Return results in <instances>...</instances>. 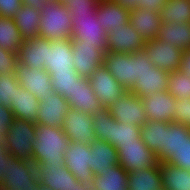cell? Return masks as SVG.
I'll return each instance as SVG.
<instances>
[{
    "label": "cell",
    "mask_w": 190,
    "mask_h": 190,
    "mask_svg": "<svg viewBox=\"0 0 190 190\" xmlns=\"http://www.w3.org/2000/svg\"><path fill=\"white\" fill-rule=\"evenodd\" d=\"M103 65L127 91L153 67L143 51L132 54L106 51Z\"/></svg>",
    "instance_id": "cell-1"
},
{
    "label": "cell",
    "mask_w": 190,
    "mask_h": 190,
    "mask_svg": "<svg viewBox=\"0 0 190 190\" xmlns=\"http://www.w3.org/2000/svg\"><path fill=\"white\" fill-rule=\"evenodd\" d=\"M71 141L61 127L37 125L33 144L32 162H47L49 165L65 164L64 152Z\"/></svg>",
    "instance_id": "cell-2"
},
{
    "label": "cell",
    "mask_w": 190,
    "mask_h": 190,
    "mask_svg": "<svg viewBox=\"0 0 190 190\" xmlns=\"http://www.w3.org/2000/svg\"><path fill=\"white\" fill-rule=\"evenodd\" d=\"M92 117L96 139L100 141L109 142L116 147L118 144L137 143L141 139V127L118 122L108 108L102 107Z\"/></svg>",
    "instance_id": "cell-3"
},
{
    "label": "cell",
    "mask_w": 190,
    "mask_h": 190,
    "mask_svg": "<svg viewBox=\"0 0 190 190\" xmlns=\"http://www.w3.org/2000/svg\"><path fill=\"white\" fill-rule=\"evenodd\" d=\"M39 37L48 40L71 39L72 16L60 1L46 2L40 8Z\"/></svg>",
    "instance_id": "cell-4"
},
{
    "label": "cell",
    "mask_w": 190,
    "mask_h": 190,
    "mask_svg": "<svg viewBox=\"0 0 190 190\" xmlns=\"http://www.w3.org/2000/svg\"><path fill=\"white\" fill-rule=\"evenodd\" d=\"M37 125L33 121L14 118L3 138L7 152L16 158L32 161V151Z\"/></svg>",
    "instance_id": "cell-5"
},
{
    "label": "cell",
    "mask_w": 190,
    "mask_h": 190,
    "mask_svg": "<svg viewBox=\"0 0 190 190\" xmlns=\"http://www.w3.org/2000/svg\"><path fill=\"white\" fill-rule=\"evenodd\" d=\"M0 186L13 190H39L35 164L9 153L6 176Z\"/></svg>",
    "instance_id": "cell-6"
},
{
    "label": "cell",
    "mask_w": 190,
    "mask_h": 190,
    "mask_svg": "<svg viewBox=\"0 0 190 190\" xmlns=\"http://www.w3.org/2000/svg\"><path fill=\"white\" fill-rule=\"evenodd\" d=\"M71 38L107 49V33L97 21L96 10L72 15Z\"/></svg>",
    "instance_id": "cell-7"
},
{
    "label": "cell",
    "mask_w": 190,
    "mask_h": 190,
    "mask_svg": "<svg viewBox=\"0 0 190 190\" xmlns=\"http://www.w3.org/2000/svg\"><path fill=\"white\" fill-rule=\"evenodd\" d=\"M109 113L120 123L143 127L148 118L144 109L143 101L131 91H126L116 99L109 107Z\"/></svg>",
    "instance_id": "cell-8"
},
{
    "label": "cell",
    "mask_w": 190,
    "mask_h": 190,
    "mask_svg": "<svg viewBox=\"0 0 190 190\" xmlns=\"http://www.w3.org/2000/svg\"><path fill=\"white\" fill-rule=\"evenodd\" d=\"M119 164L127 171H137L145 168L155 167L159 160L157 156L140 139L137 143L118 144Z\"/></svg>",
    "instance_id": "cell-9"
},
{
    "label": "cell",
    "mask_w": 190,
    "mask_h": 190,
    "mask_svg": "<svg viewBox=\"0 0 190 190\" xmlns=\"http://www.w3.org/2000/svg\"><path fill=\"white\" fill-rule=\"evenodd\" d=\"M15 77L20 86L34 94L39 102L46 101L55 91L51 84V75L45 69H30L28 66L17 63Z\"/></svg>",
    "instance_id": "cell-10"
},
{
    "label": "cell",
    "mask_w": 190,
    "mask_h": 190,
    "mask_svg": "<svg viewBox=\"0 0 190 190\" xmlns=\"http://www.w3.org/2000/svg\"><path fill=\"white\" fill-rule=\"evenodd\" d=\"M142 51L147 55L153 66L161 68L166 72L178 71L180 69L183 51L164 43L159 39L146 41Z\"/></svg>",
    "instance_id": "cell-11"
},
{
    "label": "cell",
    "mask_w": 190,
    "mask_h": 190,
    "mask_svg": "<svg viewBox=\"0 0 190 190\" xmlns=\"http://www.w3.org/2000/svg\"><path fill=\"white\" fill-rule=\"evenodd\" d=\"M62 130L71 142L91 145L96 140L93 117L87 112L69 108L65 113Z\"/></svg>",
    "instance_id": "cell-12"
},
{
    "label": "cell",
    "mask_w": 190,
    "mask_h": 190,
    "mask_svg": "<svg viewBox=\"0 0 190 190\" xmlns=\"http://www.w3.org/2000/svg\"><path fill=\"white\" fill-rule=\"evenodd\" d=\"M74 70L80 77L89 78L104 62L107 49H98L92 44L71 38Z\"/></svg>",
    "instance_id": "cell-13"
},
{
    "label": "cell",
    "mask_w": 190,
    "mask_h": 190,
    "mask_svg": "<svg viewBox=\"0 0 190 190\" xmlns=\"http://www.w3.org/2000/svg\"><path fill=\"white\" fill-rule=\"evenodd\" d=\"M65 167L70 170L81 183H92L95 174L91 170V147L71 142L64 152Z\"/></svg>",
    "instance_id": "cell-14"
},
{
    "label": "cell",
    "mask_w": 190,
    "mask_h": 190,
    "mask_svg": "<svg viewBox=\"0 0 190 190\" xmlns=\"http://www.w3.org/2000/svg\"><path fill=\"white\" fill-rule=\"evenodd\" d=\"M89 83L94 90L99 102L108 108L116 99L127 90L116 81L104 65L99 66L89 77Z\"/></svg>",
    "instance_id": "cell-15"
},
{
    "label": "cell",
    "mask_w": 190,
    "mask_h": 190,
    "mask_svg": "<svg viewBox=\"0 0 190 190\" xmlns=\"http://www.w3.org/2000/svg\"><path fill=\"white\" fill-rule=\"evenodd\" d=\"M38 181L52 190H70L78 181L65 164L49 165L47 162L35 164Z\"/></svg>",
    "instance_id": "cell-16"
},
{
    "label": "cell",
    "mask_w": 190,
    "mask_h": 190,
    "mask_svg": "<svg viewBox=\"0 0 190 190\" xmlns=\"http://www.w3.org/2000/svg\"><path fill=\"white\" fill-rule=\"evenodd\" d=\"M145 40L129 22L107 33V51L132 54L142 51Z\"/></svg>",
    "instance_id": "cell-17"
},
{
    "label": "cell",
    "mask_w": 190,
    "mask_h": 190,
    "mask_svg": "<svg viewBox=\"0 0 190 190\" xmlns=\"http://www.w3.org/2000/svg\"><path fill=\"white\" fill-rule=\"evenodd\" d=\"M68 101L60 94L54 93L46 101L39 102L36 125L63 127L65 113L69 110Z\"/></svg>",
    "instance_id": "cell-18"
},
{
    "label": "cell",
    "mask_w": 190,
    "mask_h": 190,
    "mask_svg": "<svg viewBox=\"0 0 190 190\" xmlns=\"http://www.w3.org/2000/svg\"><path fill=\"white\" fill-rule=\"evenodd\" d=\"M72 40H52L47 48L45 70L51 75L54 72L63 73L74 70Z\"/></svg>",
    "instance_id": "cell-19"
},
{
    "label": "cell",
    "mask_w": 190,
    "mask_h": 190,
    "mask_svg": "<svg viewBox=\"0 0 190 190\" xmlns=\"http://www.w3.org/2000/svg\"><path fill=\"white\" fill-rule=\"evenodd\" d=\"M148 121L172 122L176 98L167 91L141 98Z\"/></svg>",
    "instance_id": "cell-20"
},
{
    "label": "cell",
    "mask_w": 190,
    "mask_h": 190,
    "mask_svg": "<svg viewBox=\"0 0 190 190\" xmlns=\"http://www.w3.org/2000/svg\"><path fill=\"white\" fill-rule=\"evenodd\" d=\"M51 43L52 40L42 37L26 40L19 48L17 54L18 63H22L30 69H45L47 48Z\"/></svg>",
    "instance_id": "cell-21"
},
{
    "label": "cell",
    "mask_w": 190,
    "mask_h": 190,
    "mask_svg": "<svg viewBox=\"0 0 190 190\" xmlns=\"http://www.w3.org/2000/svg\"><path fill=\"white\" fill-rule=\"evenodd\" d=\"M67 101L70 108L87 112L91 115L103 107L89 83V78L80 77L75 82L73 92Z\"/></svg>",
    "instance_id": "cell-22"
},
{
    "label": "cell",
    "mask_w": 190,
    "mask_h": 190,
    "mask_svg": "<svg viewBox=\"0 0 190 190\" xmlns=\"http://www.w3.org/2000/svg\"><path fill=\"white\" fill-rule=\"evenodd\" d=\"M130 12L117 3L110 0H99L96 9L97 21L106 33L129 22Z\"/></svg>",
    "instance_id": "cell-23"
},
{
    "label": "cell",
    "mask_w": 190,
    "mask_h": 190,
    "mask_svg": "<svg viewBox=\"0 0 190 190\" xmlns=\"http://www.w3.org/2000/svg\"><path fill=\"white\" fill-rule=\"evenodd\" d=\"M129 23L145 41L153 40L159 36L162 24L161 13L138 8L130 12Z\"/></svg>",
    "instance_id": "cell-24"
},
{
    "label": "cell",
    "mask_w": 190,
    "mask_h": 190,
    "mask_svg": "<svg viewBox=\"0 0 190 190\" xmlns=\"http://www.w3.org/2000/svg\"><path fill=\"white\" fill-rule=\"evenodd\" d=\"M169 72L153 66L141 78H138L134 86L129 90L140 98L147 97L153 93L167 91Z\"/></svg>",
    "instance_id": "cell-25"
},
{
    "label": "cell",
    "mask_w": 190,
    "mask_h": 190,
    "mask_svg": "<svg viewBox=\"0 0 190 190\" xmlns=\"http://www.w3.org/2000/svg\"><path fill=\"white\" fill-rule=\"evenodd\" d=\"M9 107L14 114V118L35 122L38 116L39 99L28 90L16 86V96L10 100Z\"/></svg>",
    "instance_id": "cell-26"
},
{
    "label": "cell",
    "mask_w": 190,
    "mask_h": 190,
    "mask_svg": "<svg viewBox=\"0 0 190 190\" xmlns=\"http://www.w3.org/2000/svg\"><path fill=\"white\" fill-rule=\"evenodd\" d=\"M91 170L95 175L119 164L118 151L109 142L94 140L91 145Z\"/></svg>",
    "instance_id": "cell-27"
},
{
    "label": "cell",
    "mask_w": 190,
    "mask_h": 190,
    "mask_svg": "<svg viewBox=\"0 0 190 190\" xmlns=\"http://www.w3.org/2000/svg\"><path fill=\"white\" fill-rule=\"evenodd\" d=\"M128 172L120 165L106 168L92 180L93 190H128Z\"/></svg>",
    "instance_id": "cell-28"
},
{
    "label": "cell",
    "mask_w": 190,
    "mask_h": 190,
    "mask_svg": "<svg viewBox=\"0 0 190 190\" xmlns=\"http://www.w3.org/2000/svg\"><path fill=\"white\" fill-rule=\"evenodd\" d=\"M128 190H163L160 163L155 167L128 172Z\"/></svg>",
    "instance_id": "cell-29"
},
{
    "label": "cell",
    "mask_w": 190,
    "mask_h": 190,
    "mask_svg": "<svg viewBox=\"0 0 190 190\" xmlns=\"http://www.w3.org/2000/svg\"><path fill=\"white\" fill-rule=\"evenodd\" d=\"M157 39L164 43L169 42L183 52L190 50V23H162Z\"/></svg>",
    "instance_id": "cell-30"
},
{
    "label": "cell",
    "mask_w": 190,
    "mask_h": 190,
    "mask_svg": "<svg viewBox=\"0 0 190 190\" xmlns=\"http://www.w3.org/2000/svg\"><path fill=\"white\" fill-rule=\"evenodd\" d=\"M190 133V128L182 123L169 122L165 127V146L156 155L159 163H167L173 156V153L179 148L185 136Z\"/></svg>",
    "instance_id": "cell-31"
},
{
    "label": "cell",
    "mask_w": 190,
    "mask_h": 190,
    "mask_svg": "<svg viewBox=\"0 0 190 190\" xmlns=\"http://www.w3.org/2000/svg\"><path fill=\"white\" fill-rule=\"evenodd\" d=\"M40 9L23 5L13 17L24 41L39 37Z\"/></svg>",
    "instance_id": "cell-32"
},
{
    "label": "cell",
    "mask_w": 190,
    "mask_h": 190,
    "mask_svg": "<svg viewBox=\"0 0 190 190\" xmlns=\"http://www.w3.org/2000/svg\"><path fill=\"white\" fill-rule=\"evenodd\" d=\"M163 190H190V170L160 163Z\"/></svg>",
    "instance_id": "cell-33"
},
{
    "label": "cell",
    "mask_w": 190,
    "mask_h": 190,
    "mask_svg": "<svg viewBox=\"0 0 190 190\" xmlns=\"http://www.w3.org/2000/svg\"><path fill=\"white\" fill-rule=\"evenodd\" d=\"M169 122L148 121L142 128L140 137L148 148L157 155L165 146V127Z\"/></svg>",
    "instance_id": "cell-34"
},
{
    "label": "cell",
    "mask_w": 190,
    "mask_h": 190,
    "mask_svg": "<svg viewBox=\"0 0 190 190\" xmlns=\"http://www.w3.org/2000/svg\"><path fill=\"white\" fill-rule=\"evenodd\" d=\"M24 42L13 18H3L0 16V47L18 54L19 48Z\"/></svg>",
    "instance_id": "cell-35"
},
{
    "label": "cell",
    "mask_w": 190,
    "mask_h": 190,
    "mask_svg": "<svg viewBox=\"0 0 190 190\" xmlns=\"http://www.w3.org/2000/svg\"><path fill=\"white\" fill-rule=\"evenodd\" d=\"M160 13L162 23H190V1L167 0Z\"/></svg>",
    "instance_id": "cell-36"
},
{
    "label": "cell",
    "mask_w": 190,
    "mask_h": 190,
    "mask_svg": "<svg viewBox=\"0 0 190 190\" xmlns=\"http://www.w3.org/2000/svg\"><path fill=\"white\" fill-rule=\"evenodd\" d=\"M79 78L80 76L75 70H69V72L63 73L54 72L51 74V84L55 93L62 95L68 100L75 87V82Z\"/></svg>",
    "instance_id": "cell-37"
},
{
    "label": "cell",
    "mask_w": 190,
    "mask_h": 190,
    "mask_svg": "<svg viewBox=\"0 0 190 190\" xmlns=\"http://www.w3.org/2000/svg\"><path fill=\"white\" fill-rule=\"evenodd\" d=\"M167 92L176 99H190V76L180 70L170 72Z\"/></svg>",
    "instance_id": "cell-38"
},
{
    "label": "cell",
    "mask_w": 190,
    "mask_h": 190,
    "mask_svg": "<svg viewBox=\"0 0 190 190\" xmlns=\"http://www.w3.org/2000/svg\"><path fill=\"white\" fill-rule=\"evenodd\" d=\"M18 80L14 74H0V105L11 106L10 100L16 96Z\"/></svg>",
    "instance_id": "cell-39"
},
{
    "label": "cell",
    "mask_w": 190,
    "mask_h": 190,
    "mask_svg": "<svg viewBox=\"0 0 190 190\" xmlns=\"http://www.w3.org/2000/svg\"><path fill=\"white\" fill-rule=\"evenodd\" d=\"M173 166L190 170V133L185 136L176 153L167 162Z\"/></svg>",
    "instance_id": "cell-40"
},
{
    "label": "cell",
    "mask_w": 190,
    "mask_h": 190,
    "mask_svg": "<svg viewBox=\"0 0 190 190\" xmlns=\"http://www.w3.org/2000/svg\"><path fill=\"white\" fill-rule=\"evenodd\" d=\"M172 122L190 126V99H176Z\"/></svg>",
    "instance_id": "cell-41"
},
{
    "label": "cell",
    "mask_w": 190,
    "mask_h": 190,
    "mask_svg": "<svg viewBox=\"0 0 190 190\" xmlns=\"http://www.w3.org/2000/svg\"><path fill=\"white\" fill-rule=\"evenodd\" d=\"M67 6L71 16L77 13L88 12V10H96L99 0H58Z\"/></svg>",
    "instance_id": "cell-42"
},
{
    "label": "cell",
    "mask_w": 190,
    "mask_h": 190,
    "mask_svg": "<svg viewBox=\"0 0 190 190\" xmlns=\"http://www.w3.org/2000/svg\"><path fill=\"white\" fill-rule=\"evenodd\" d=\"M17 63V54L0 47V74H14Z\"/></svg>",
    "instance_id": "cell-43"
},
{
    "label": "cell",
    "mask_w": 190,
    "mask_h": 190,
    "mask_svg": "<svg viewBox=\"0 0 190 190\" xmlns=\"http://www.w3.org/2000/svg\"><path fill=\"white\" fill-rule=\"evenodd\" d=\"M14 121V114L7 106L0 105V138L3 139Z\"/></svg>",
    "instance_id": "cell-44"
},
{
    "label": "cell",
    "mask_w": 190,
    "mask_h": 190,
    "mask_svg": "<svg viewBox=\"0 0 190 190\" xmlns=\"http://www.w3.org/2000/svg\"><path fill=\"white\" fill-rule=\"evenodd\" d=\"M22 6V0H0V16L13 18Z\"/></svg>",
    "instance_id": "cell-45"
},
{
    "label": "cell",
    "mask_w": 190,
    "mask_h": 190,
    "mask_svg": "<svg viewBox=\"0 0 190 190\" xmlns=\"http://www.w3.org/2000/svg\"><path fill=\"white\" fill-rule=\"evenodd\" d=\"M8 152L5 146L4 139L0 138V185L5 179L8 163Z\"/></svg>",
    "instance_id": "cell-46"
},
{
    "label": "cell",
    "mask_w": 190,
    "mask_h": 190,
    "mask_svg": "<svg viewBox=\"0 0 190 190\" xmlns=\"http://www.w3.org/2000/svg\"><path fill=\"white\" fill-rule=\"evenodd\" d=\"M167 0H140V6L138 8H143L150 10L151 12H160Z\"/></svg>",
    "instance_id": "cell-47"
},
{
    "label": "cell",
    "mask_w": 190,
    "mask_h": 190,
    "mask_svg": "<svg viewBox=\"0 0 190 190\" xmlns=\"http://www.w3.org/2000/svg\"><path fill=\"white\" fill-rule=\"evenodd\" d=\"M110 1L121 5L129 12L138 9V7L140 6V0H110Z\"/></svg>",
    "instance_id": "cell-48"
},
{
    "label": "cell",
    "mask_w": 190,
    "mask_h": 190,
    "mask_svg": "<svg viewBox=\"0 0 190 190\" xmlns=\"http://www.w3.org/2000/svg\"><path fill=\"white\" fill-rule=\"evenodd\" d=\"M179 70L190 76V50L183 53Z\"/></svg>",
    "instance_id": "cell-49"
},
{
    "label": "cell",
    "mask_w": 190,
    "mask_h": 190,
    "mask_svg": "<svg viewBox=\"0 0 190 190\" xmlns=\"http://www.w3.org/2000/svg\"><path fill=\"white\" fill-rule=\"evenodd\" d=\"M50 1H58V0H22V4L40 9L44 3Z\"/></svg>",
    "instance_id": "cell-50"
},
{
    "label": "cell",
    "mask_w": 190,
    "mask_h": 190,
    "mask_svg": "<svg viewBox=\"0 0 190 190\" xmlns=\"http://www.w3.org/2000/svg\"><path fill=\"white\" fill-rule=\"evenodd\" d=\"M70 190H93L92 183H81L77 181Z\"/></svg>",
    "instance_id": "cell-51"
},
{
    "label": "cell",
    "mask_w": 190,
    "mask_h": 190,
    "mask_svg": "<svg viewBox=\"0 0 190 190\" xmlns=\"http://www.w3.org/2000/svg\"><path fill=\"white\" fill-rule=\"evenodd\" d=\"M39 190H52L50 187L43 186L39 183Z\"/></svg>",
    "instance_id": "cell-52"
},
{
    "label": "cell",
    "mask_w": 190,
    "mask_h": 190,
    "mask_svg": "<svg viewBox=\"0 0 190 190\" xmlns=\"http://www.w3.org/2000/svg\"><path fill=\"white\" fill-rule=\"evenodd\" d=\"M0 190H13V189H10V188L4 187V186H0Z\"/></svg>",
    "instance_id": "cell-53"
}]
</instances>
